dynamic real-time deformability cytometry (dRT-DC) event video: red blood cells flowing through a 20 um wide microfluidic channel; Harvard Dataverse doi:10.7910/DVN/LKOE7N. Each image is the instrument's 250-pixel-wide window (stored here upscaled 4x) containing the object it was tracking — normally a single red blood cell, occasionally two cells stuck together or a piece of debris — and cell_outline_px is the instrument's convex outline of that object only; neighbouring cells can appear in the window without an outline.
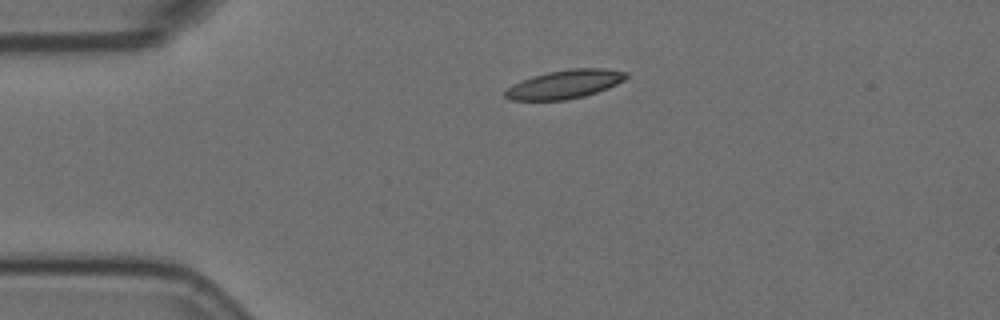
{"species": "Egyptian fruit bat (a non-hibernating species)", "species_latin": "Rousettus aegyptiacus", "temperature_condition": "room temperature", "stored_images_in_passage": 2, "camera_frame_rate_fps": 3000, "um_per_image_px": 0.085, "animal": {"sex": "female"}, "frame": {"image": 1, "passage_image": 1, "time_ms": 0.0, "image_size_px": [1000, 320], "cell_outline_px": [[628, 76], [624, 80], [608, 88], [584, 96], [564, 100], [512, 100], [504, 96], [504, 92], [512, 84], [532, 76], [548, 72], [572, 68], [600, 68], [628, 72]], "centroid_in_image_um": [48.0, 7.16], "position_along_channel_um": 37.0, "area_um2": 20.06}}